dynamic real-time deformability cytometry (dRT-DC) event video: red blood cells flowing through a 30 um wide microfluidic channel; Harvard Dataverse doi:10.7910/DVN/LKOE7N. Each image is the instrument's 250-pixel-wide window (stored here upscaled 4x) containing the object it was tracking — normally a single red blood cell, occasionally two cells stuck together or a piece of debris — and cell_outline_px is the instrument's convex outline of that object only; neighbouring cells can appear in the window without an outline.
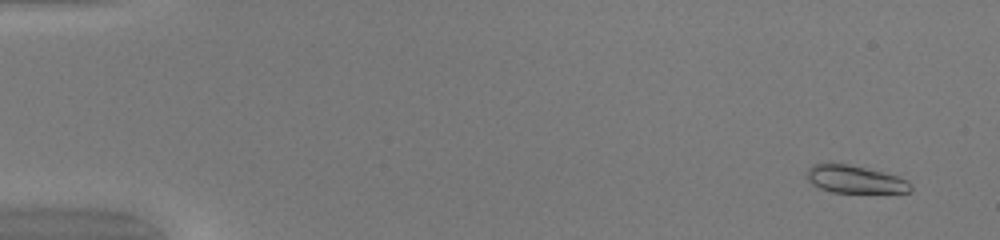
{"species": "common noctule bat (a hibernating species)", "species_latin": "Nyctalus noctula", "temperature_condition": "warm", "stored_images_in_passage": 52, "camera_frame_rate_fps": 3000, "um_per_image_px": 0.085, "animal": {"sex": "female", "body_mass_g": 20.0, "forearm_length_mm": 54.0}, "frame": {"image": 1, "passage_image": 4, "time_ms": 1.0, "image_size_px": [1000, 240], "cell_outline_px": [[912, 188], [908, 192], [832, 192], [820, 188], [812, 184], [808, 180], [808, 168], [812, 164], [828, 160], [848, 164], [896, 176], [908, 180], [912, 184]], "centroid_in_image_um": [72.6, 15.21], "position_along_channel_um": 12.4, "area_um2": 16.82}}
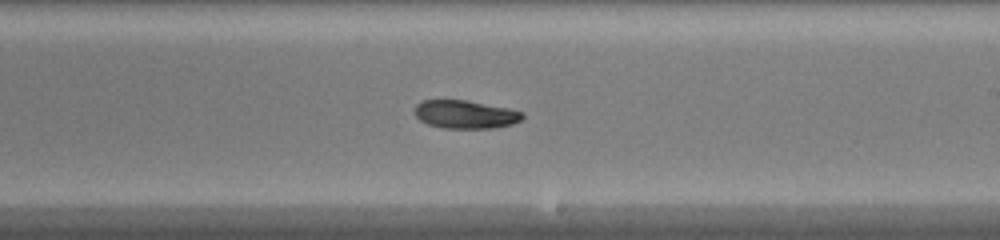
{"frame": {"image": 2, "passage_image": 32, "time_ms": 10.333, "image_size_px": [1000, 240], "cell_outline_px": [[524, 116], [520, 120], [512, 124], [492, 128], [444, 128], [428, 124], [420, 120], [412, 112], [416, 104], [424, 100], [464, 100], [508, 108], [524, 112]], "centroid_in_image_um": [39.52, 9.72], "position_along_channel_um": 249.5, "area_um2": 17.69}}
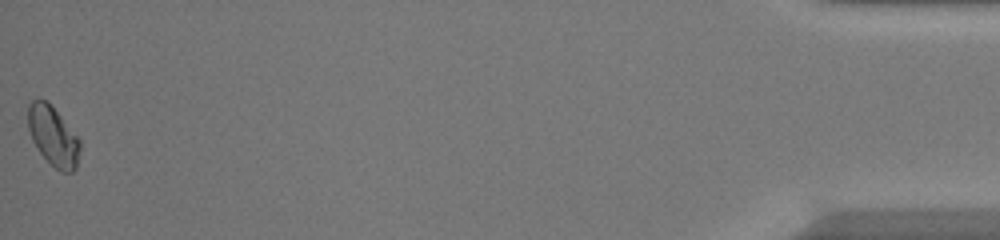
{"frame": {"image": 3, "passage_image": 52, "time_ms": 17.0, "image_size_px": [1000, 240], "cell_outline_px": [[80, 148], [76, 168], [72, 172], [60, 172], [40, 152], [32, 140], [28, 128], [28, 104], [32, 100], [44, 100], [60, 116], [80, 140]], "centroid_in_image_um": [4.51, 11.6], "position_along_channel_um": 430.7, "area_um2": 17.51}, "authors_computed_cell_mechanics": {"area_um2": 18.1203, "velocity_mm_per_s": 4.1181, "shape_relaxation_time_tau1_ms": 3.8325, "shape_relaxation_time_tau2_ms": null, "deformation_change_tau1": 0.1375, "deformation_change_tau2": null}}